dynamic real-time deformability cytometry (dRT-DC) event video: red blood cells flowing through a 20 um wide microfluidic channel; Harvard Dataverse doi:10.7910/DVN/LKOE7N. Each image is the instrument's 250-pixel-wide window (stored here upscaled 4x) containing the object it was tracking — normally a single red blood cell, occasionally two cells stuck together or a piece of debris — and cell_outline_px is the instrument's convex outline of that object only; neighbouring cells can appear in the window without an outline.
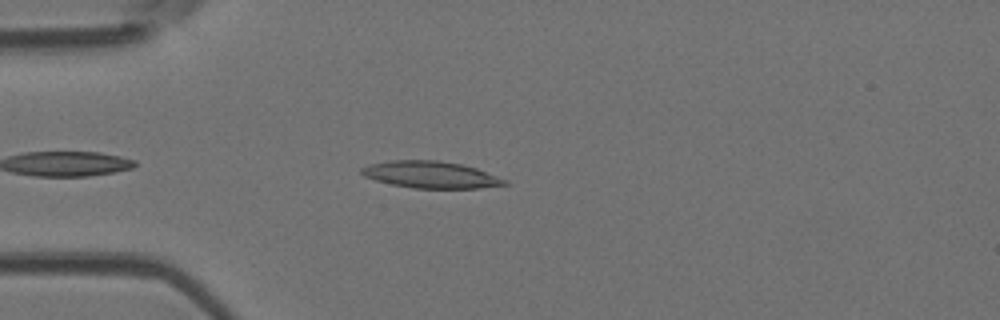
{"species": "Egyptian fruit bat (a non-hibernating species)", "species_latin": "Rousettus aegyptiacus", "temperature_condition": "room temperature", "stored_images_in_passage": 41, "camera_frame_rate_fps": 3000, "um_per_image_px": 0.085, "animal": {"sex": "female"}, "frame": {"image": 1, "passage_image": 5, "time_ms": 1.333, "image_size_px": [1000, 320], "cell_outline_px": [[508, 184], [480, 188], [412, 188], [392, 184], [376, 180], [364, 176], [360, 172], [360, 168], [372, 164], [388, 160], [436, 160], [460, 164], [476, 168], [508, 180]], "centroid_in_image_um": [36.61, 14.85], "position_along_channel_um": 48.4, "area_um2": 22.25}}
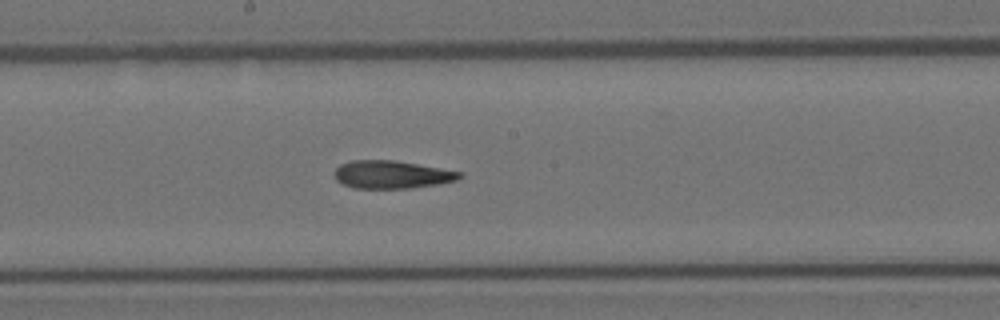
{"frame": {"image": 2, "passage_image": 19, "time_ms": 6.0, "image_size_px": [1000, 320], "cell_outline_px": [[464, 176], [456, 180], [436, 184], [412, 188], [356, 188], [344, 184], [336, 180], [332, 172], [340, 164], [352, 160], [392, 160], [464, 172]], "centroid_in_image_um": [33.28, 14.83], "position_along_channel_um": 214.9, "area_um2": 20.29}}
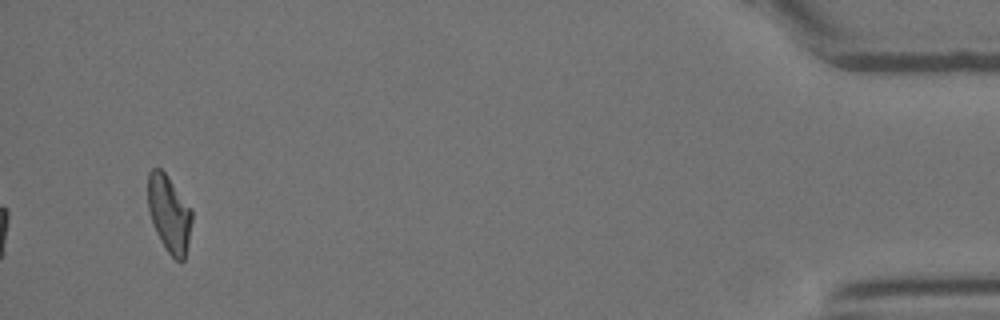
{"frame": {"image": 3, "passage_image": 41, "time_ms": 13.333, "image_size_px": [1000, 320], "cell_outline_px": [[192, 220], [184, 260], [176, 260], [168, 252], [160, 240], [156, 232], [148, 208], [148, 172], [152, 168], [160, 168], [168, 176], [192, 208]], "centroid_in_image_um": [14.38, 18.13], "position_along_channel_um": 420.8, "area_um2": 19.59}, "authors_computed_cell_mechanics": {"area_um2": 20.6346, "velocity_mm_per_s": 3.8638, "shape_relaxation_time_tau1_ms": null, "shape_relaxation_time_tau2_ms": 6.0129, "deformation_change_tau1": null, "deformation_change_tau2": 0.17}}